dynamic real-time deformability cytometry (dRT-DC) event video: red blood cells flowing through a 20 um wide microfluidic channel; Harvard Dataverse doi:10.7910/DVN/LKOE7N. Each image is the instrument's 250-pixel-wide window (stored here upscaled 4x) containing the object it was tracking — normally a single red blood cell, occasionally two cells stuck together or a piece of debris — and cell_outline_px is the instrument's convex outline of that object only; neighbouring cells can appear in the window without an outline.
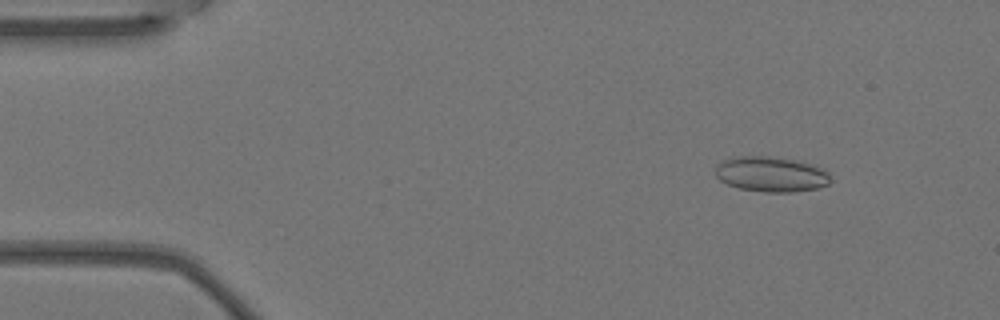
{"species": "Egyptian fruit bat (a non-hibernating species)", "species_latin": "Rousettus aegyptiacus", "temperature_condition": "warm", "stored_images_in_passage": 4, "camera_frame_rate_fps": 3000, "um_per_image_px": 0.085, "animal": {"sex": "female"}, "frame": {"image": 1, "passage_image": 1, "time_ms": 0.0, "image_size_px": [1000, 320], "cell_outline_px": [[832, 180], [828, 184], [820, 188], [792, 192], [764, 192], [740, 188], [728, 184], [720, 180], [716, 176], [716, 168], [724, 160], [740, 156], [768, 156], [796, 160], [812, 164], [828, 172]], "centroid_in_image_um": [65.59, 14.82], "position_along_channel_um": 19.4, "area_um2": 23.52}}
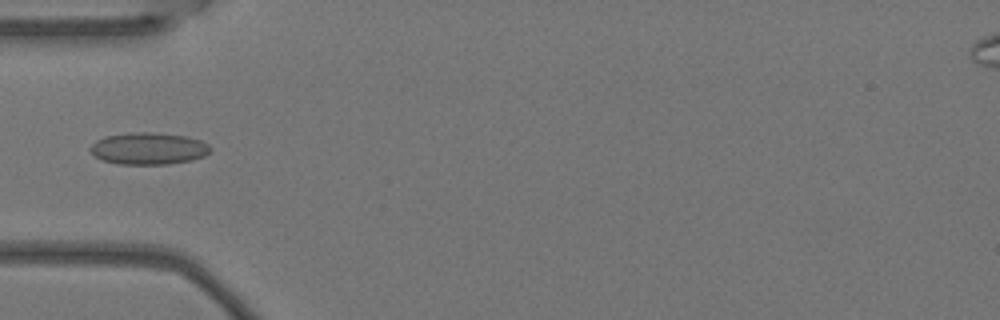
{"frame": {"image": 2, "passage_image": 4, "time_ms": 1.0, "image_size_px": [1000, 320], "cell_outline_px": [[212, 152], [204, 156], [192, 160], [168, 164], [120, 164], [104, 160], [96, 156], [88, 148], [96, 140], [104, 136], [136, 132], [152, 132], [184, 136], [200, 140], [208, 144], [212, 148]], "centroid_in_image_um": [12.65, 12.62], "position_along_channel_um": 72.3, "area_um2": 22.31}}